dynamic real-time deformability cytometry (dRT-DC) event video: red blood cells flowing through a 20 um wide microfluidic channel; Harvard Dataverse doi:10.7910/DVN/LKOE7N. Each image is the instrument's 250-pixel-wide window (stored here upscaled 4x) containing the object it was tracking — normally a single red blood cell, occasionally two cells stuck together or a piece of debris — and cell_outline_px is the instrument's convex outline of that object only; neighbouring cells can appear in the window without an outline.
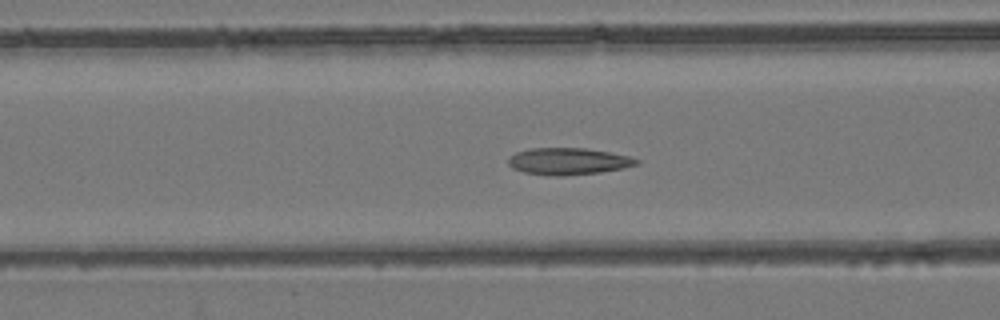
{"species": "common noctule bat (a hibernating species)", "species_latin": "Nyctalus noctula", "temperature_condition": "room temperature", "stored_images_in_passage": 54, "camera_frame_rate_fps": 3000, "um_per_image_px": 0.085, "animal": {"sex": "female", "body_mass_g": 24.6, "forearm_length_mm": 56.2}, "frame": {"image": 1, "passage_image": 21, "time_ms": 6.667, "image_size_px": [1000, 320], "cell_outline_px": [[640, 164], [600, 172], [564, 176], [552, 176], [524, 172], [512, 168], [508, 164], [508, 156], [516, 152], [528, 148], [584, 148], [608, 152], [628, 156], [640, 160]], "centroid_in_image_um": [48.25, 13.71], "position_along_channel_um": 118.3, "area_um2": 20.06}}
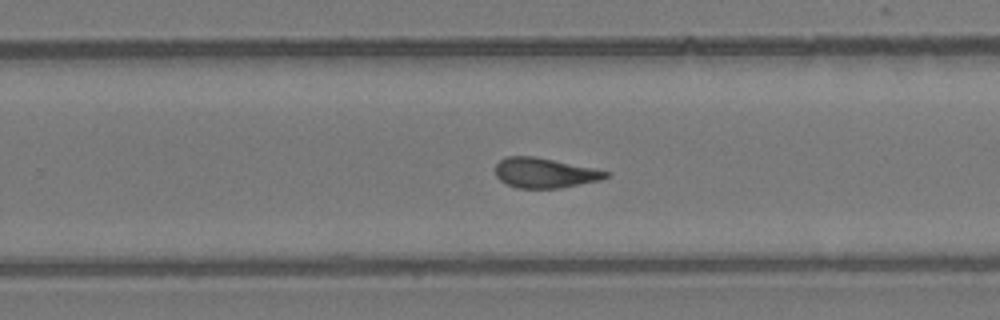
{"frame": {"image": 2, "passage_image": 34, "time_ms": 11.0, "image_size_px": [1000, 320], "cell_outline_px": [[608, 176], [600, 180], [560, 188], [516, 188], [500, 180], [496, 176], [496, 164], [500, 160], [508, 156], [536, 156], [592, 168], [608, 172]], "centroid_in_image_um": [46.26, 14.69], "position_along_channel_um": 283.5, "area_um2": 19.07}}
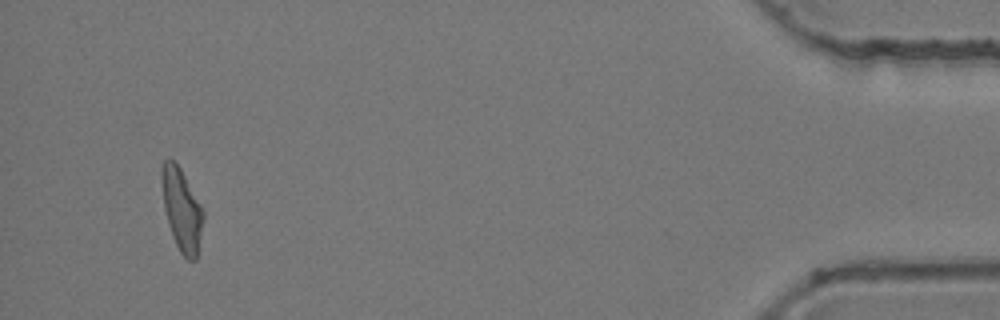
{"frame": {"image": 3, "passage_image": 51, "time_ms": 16.667, "image_size_px": [1000, 320], "cell_outline_px": [[204, 220], [196, 260], [188, 260], [180, 252], [172, 236], [168, 224], [164, 208], [160, 180], [160, 168], [164, 160], [168, 156], [180, 168], [200, 204], [204, 212]], "centroid_in_image_um": [15.42, 17.8], "position_along_channel_um": 419.8, "area_um2": 20.06}, "authors_computed_cell_mechanics": {"area_um2": 20.0277, "velocity_mm_per_s": 3.8186, "shape_relaxation_time_tau1_ms": null, "shape_relaxation_time_tau2_ms": 2.3156, "deformation_change_tau1": null, "deformation_change_tau2": 0.1164}}